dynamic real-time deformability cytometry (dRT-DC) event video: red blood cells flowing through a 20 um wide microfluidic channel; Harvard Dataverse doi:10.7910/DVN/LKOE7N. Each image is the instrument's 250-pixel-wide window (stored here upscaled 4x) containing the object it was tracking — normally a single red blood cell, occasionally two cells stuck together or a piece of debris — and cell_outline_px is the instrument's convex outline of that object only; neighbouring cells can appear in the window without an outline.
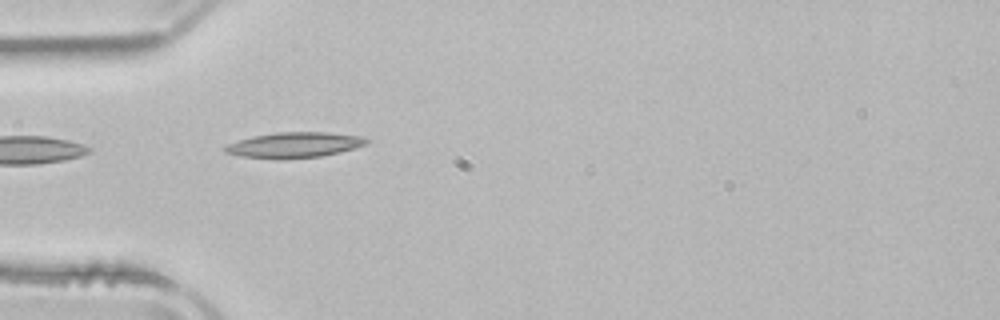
{"species": "common noctule bat (a hibernating species)", "species_latin": "Nyctalus noctula", "temperature_condition": "room temperature", "stored_images_in_passage": 4, "camera_frame_rate_fps": 3000, "um_per_image_px": 0.085, "animal": {"sex": "male", "body_mass_g": 21.5, "forearm_length_mm": 52.0}, "frame": {"image": 1, "passage_image": 3, "time_ms": 4.0, "image_size_px": [1000, 320], "cell_outline_px": [[368, 144], [356, 148], [340, 152], [320, 156], [284, 160], [276, 160], [240, 156], [224, 152], [224, 148], [228, 144], [252, 136], [276, 132], [328, 132], [364, 136], [368, 140]], "centroid_in_image_um": [25.04, 12.33], "position_along_channel_um": 60.0, "area_um2": 21.33}}
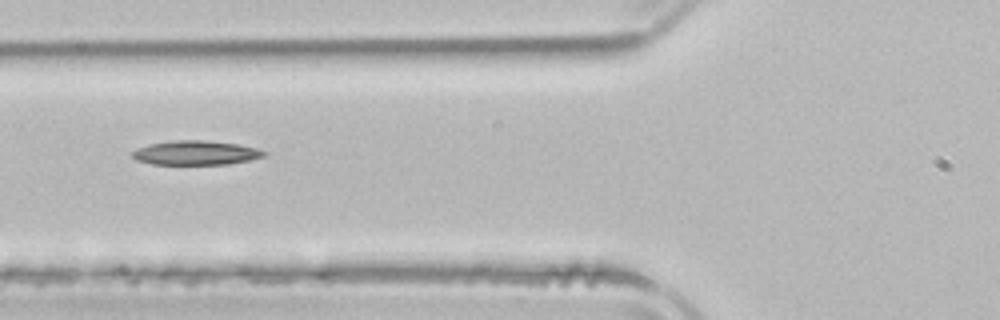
{"frame": {"image": 2, "passage_image": 4, "time_ms": 5.333, "image_size_px": [1000, 320], "cell_outline_px": [[268, 152], [264, 156], [248, 160], [228, 164], [152, 164], [136, 160], [132, 156], [132, 152], [136, 148], [148, 144], [172, 140], [204, 140], [236, 144], [256, 148]], "centroid_in_image_um": [16.6, 12.98], "position_along_channel_um": 109.2, "area_um2": 18.55}}